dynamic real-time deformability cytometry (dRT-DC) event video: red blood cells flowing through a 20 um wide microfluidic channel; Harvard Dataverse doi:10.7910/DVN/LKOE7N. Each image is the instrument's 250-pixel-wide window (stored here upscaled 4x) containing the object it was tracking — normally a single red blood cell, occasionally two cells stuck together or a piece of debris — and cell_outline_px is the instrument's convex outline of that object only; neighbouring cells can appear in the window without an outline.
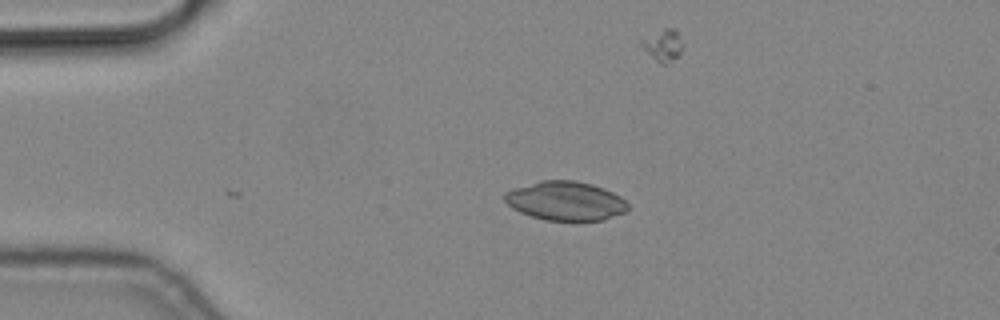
{"species": "common noctule bat (a hibernating species)", "species_latin": "Nyctalus noctula", "temperature_condition": "cold", "stored_images_in_passage": 4, "camera_frame_rate_fps": 3000, "um_per_image_px": 0.085, "animal": {"sex": "male", "body_mass_g": 19.2, "forearm_length_mm": 51.8}, "frame": {"image": 1, "passage_image": 2, "time_ms": 0.333, "image_size_px": [1000, 320], "cell_outline_px": [[628, 212], [604, 220], [544, 220], [520, 212], [512, 208], [504, 200], [504, 192], [512, 188], [540, 180], [572, 180], [592, 184], [604, 188], [620, 196], [628, 204]], "centroid_in_image_um": [48.07, 17.07], "position_along_channel_um": 36.9, "area_um2": 28.21}}